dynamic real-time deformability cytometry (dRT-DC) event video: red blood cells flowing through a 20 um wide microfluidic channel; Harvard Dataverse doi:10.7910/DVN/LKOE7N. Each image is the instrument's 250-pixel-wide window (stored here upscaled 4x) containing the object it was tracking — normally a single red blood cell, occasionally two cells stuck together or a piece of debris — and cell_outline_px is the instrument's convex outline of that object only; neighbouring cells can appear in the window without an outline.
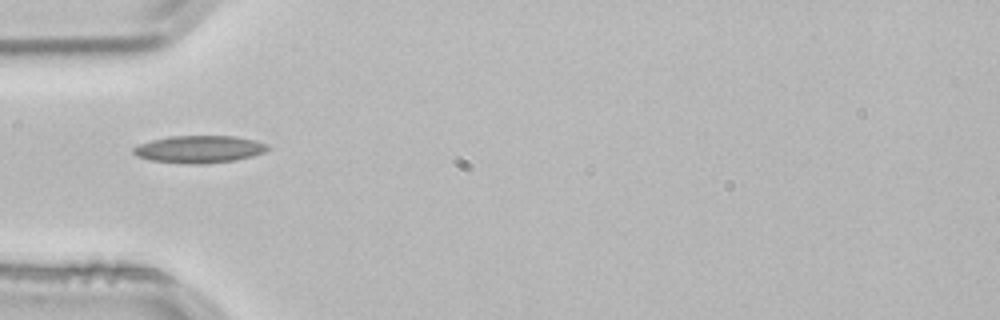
{"species": "common noctule bat (a hibernating species)", "species_latin": "Nyctalus noctula", "temperature_condition": "room temperature", "stored_images_in_passage": 4, "camera_frame_rate_fps": 3000, "um_per_image_px": 0.085, "animal": {"sex": "male", "body_mass_g": 21.5, "forearm_length_mm": 52.0}, "frame": {"image": 1, "passage_image": 4, "time_ms": 1.0, "image_size_px": [1000, 320], "cell_outline_px": [[268, 148], [264, 152], [252, 156], [232, 160], [200, 164], [196, 164], [152, 160], [136, 156], [132, 152], [132, 148], [140, 144], [152, 140], [168, 136], [232, 136], [252, 140], [268, 144]], "centroid_in_image_um": [16.9, 12.67], "position_along_channel_um": 68.1, "area_um2": 20.98}}